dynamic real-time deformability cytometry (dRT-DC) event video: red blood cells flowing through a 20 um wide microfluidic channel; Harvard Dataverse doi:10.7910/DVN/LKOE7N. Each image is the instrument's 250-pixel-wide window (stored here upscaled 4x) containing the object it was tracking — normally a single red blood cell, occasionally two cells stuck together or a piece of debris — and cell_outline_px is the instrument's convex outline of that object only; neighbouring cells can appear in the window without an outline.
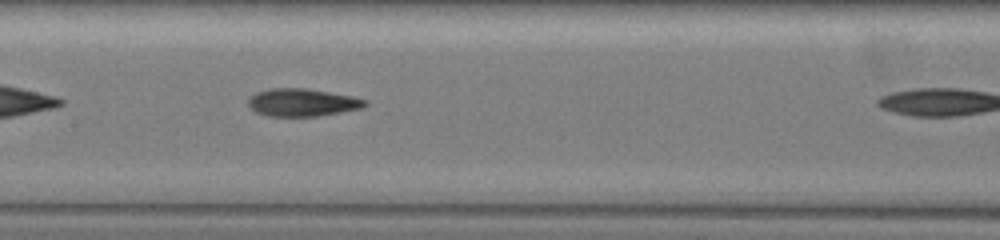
{"species": "common noctule bat (a hibernating species)", "species_latin": "Nyctalus noctula", "temperature_condition": "warm", "stored_images_in_passage": 25, "camera_frame_rate_fps": 3000, "um_per_image_px": 0.085, "animal": {"sex": "female", "body_mass_g": 19.5, "forearm_length_mm": 54.1}, "frame": {"image": 1, "passage_image": 11, "time_ms": 3.333, "image_size_px": [1000, 240], "cell_outline_px": [[368, 104], [360, 108], [340, 112], [316, 116], [268, 116], [256, 112], [248, 104], [248, 100], [256, 92], [268, 88], [304, 88], [352, 96], [368, 100]], "centroid_in_image_um": [25.68, 8.7], "position_along_channel_um": 181.7, "area_um2": 18.67}}